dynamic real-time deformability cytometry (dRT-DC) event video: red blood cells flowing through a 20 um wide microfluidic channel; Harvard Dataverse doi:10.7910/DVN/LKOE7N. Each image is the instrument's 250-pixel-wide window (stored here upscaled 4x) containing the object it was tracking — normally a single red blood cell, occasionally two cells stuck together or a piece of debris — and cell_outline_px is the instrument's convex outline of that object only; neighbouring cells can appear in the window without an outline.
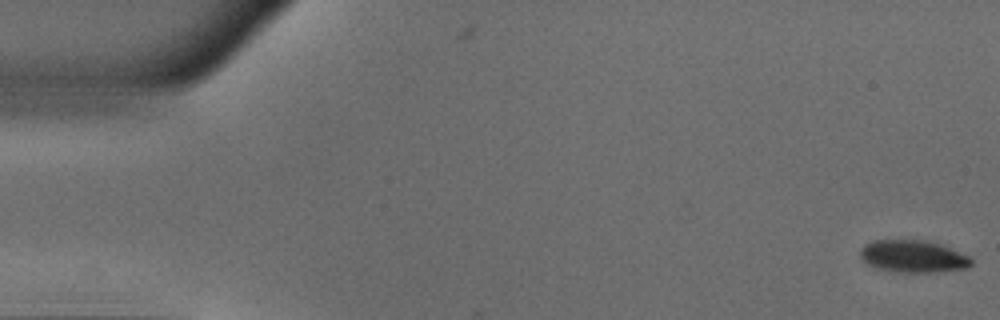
{"species": "common noctule bat (a hibernating species)", "species_latin": "Nyctalus noctula", "temperature_condition": "warm", "stored_images_in_passage": 51, "camera_frame_rate_fps": 3000, "um_per_image_px": 0.085, "animal": {"sex": "male", "body_mass_g": 18.8}, "frame": {"image": 1, "passage_image": 1, "time_ms": 0.0, "image_size_px": [1000, 320], "cell_outline_px": [[972, 264], [968, 268], [940, 272], [896, 272], [876, 268], [864, 264], [860, 256], [860, 248], [864, 244], [872, 240], [928, 240], [940, 244], [968, 256], [972, 260]], "centroid_in_image_um": [77.57, 21.79], "position_along_channel_um": 7.4, "area_um2": 21.15}}
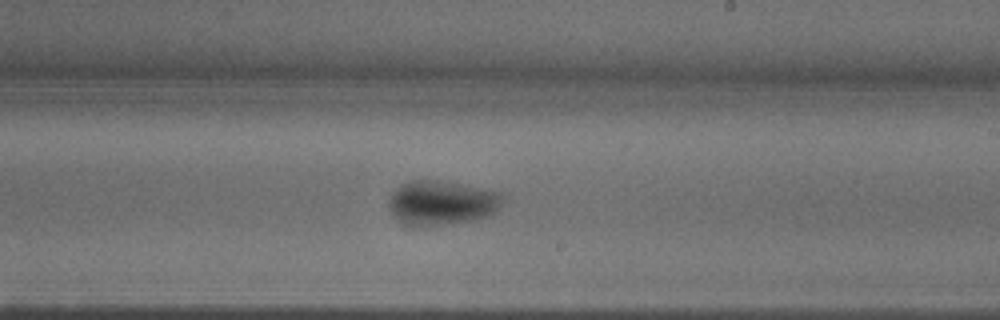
{"frame": {"image": 2, "passage_image": 30, "time_ms": 9.667, "image_size_px": [1000, 320], "cell_outline_px": [[504, 196], [496, 212], [492, 216], [452, 224], [412, 228], [396, 220], [388, 208], [388, 200], [392, 192], [400, 184], [412, 180], [436, 180], [500, 192]], "centroid_in_image_um": [37.48, 17.28], "position_along_channel_um": 251.5, "area_um2": 30.0}}
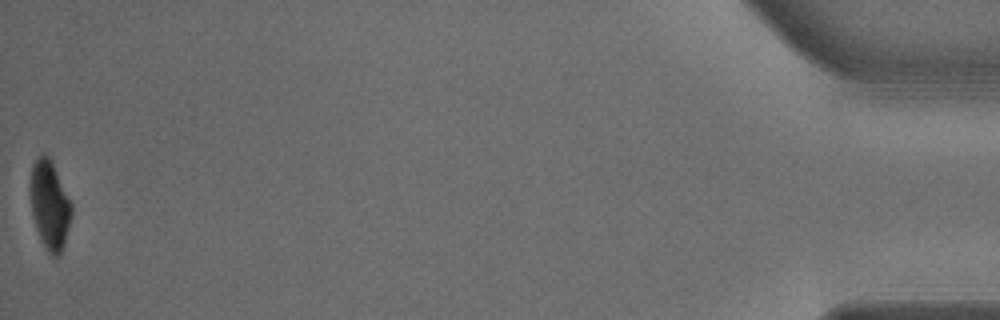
{"frame": {"image": 3, "passage_image": 51, "time_ms": 16.667, "image_size_px": [1000, 320], "cell_outline_px": [[72, 216], [64, 244], [60, 256], [56, 260], [44, 248], [40, 240], [36, 228], [32, 212], [28, 192], [28, 188], [32, 164], [40, 152], [44, 152], [52, 160], [72, 204]], "centroid_in_image_um": [4.2, 17.41], "position_along_channel_um": 431.0, "area_um2": 22.08}, "authors_computed_cell_mechanics": {"area_um2": 25.4898, "velocity_mm_per_s": 3.9623, "shape_relaxation_time_tau1_ms": 4.6981, "shape_relaxation_time_tau2_ms": null, "deformation_change_tau1": 0.1585, "deformation_change_tau2": null}}